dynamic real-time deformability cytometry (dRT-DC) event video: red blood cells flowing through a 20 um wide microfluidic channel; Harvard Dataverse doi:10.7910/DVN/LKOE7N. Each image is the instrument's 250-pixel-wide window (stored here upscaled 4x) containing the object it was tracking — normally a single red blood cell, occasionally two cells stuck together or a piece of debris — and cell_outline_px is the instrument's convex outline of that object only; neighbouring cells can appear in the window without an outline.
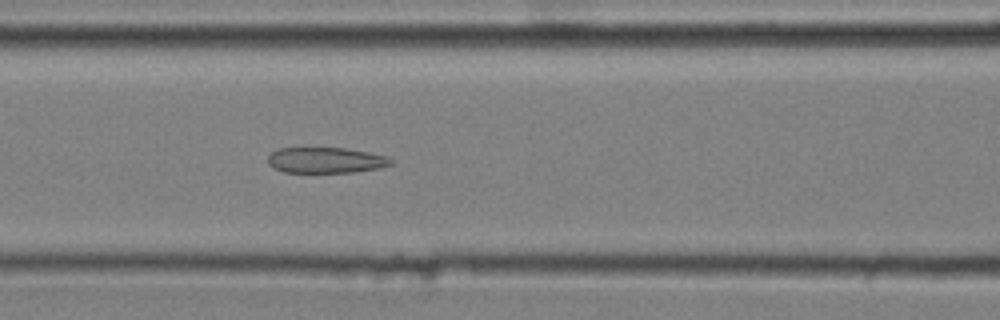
{"species": "common noctule bat (a hibernating species)", "species_latin": "Nyctalus noctula", "temperature_condition": "cold", "stored_images_in_passage": 50, "camera_frame_rate_fps": 3000, "um_per_image_px": 0.085, "animal": {"sex": "male", "body_mass_g": 20.4}, "frame": {"image": 1, "passage_image": 20, "time_ms": 6.333, "image_size_px": [1000, 320], "cell_outline_px": [[392, 164], [380, 168], [352, 172], [284, 172], [272, 168], [268, 164], [268, 156], [272, 152], [280, 148], [344, 148], [368, 152], [384, 156], [392, 160]], "centroid_in_image_um": [27.65, 13.62], "position_along_channel_um": 138.9, "area_um2": 18.32}}
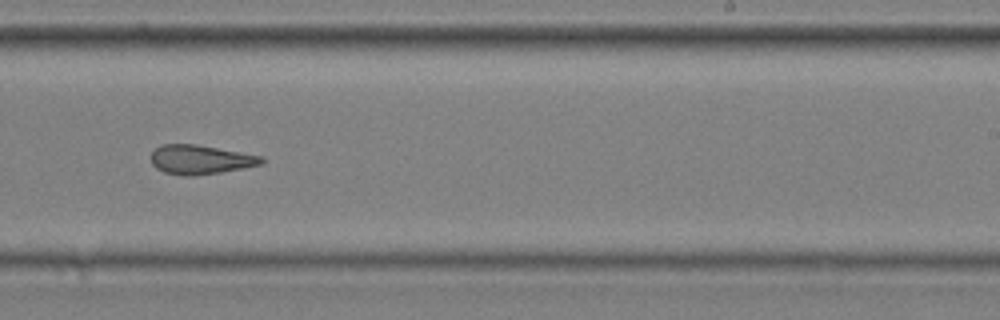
{"frame": {"image": 2, "passage_image": 31, "time_ms": 10.0, "image_size_px": [1000, 320], "cell_outline_px": [[264, 164], [244, 168], [220, 172], [192, 176], [184, 176], [164, 172], [156, 168], [152, 164], [152, 152], [160, 144], [196, 144], [264, 156]], "centroid_in_image_um": [17.06, 13.56], "position_along_channel_um": 271.9, "area_um2": 18.9}}
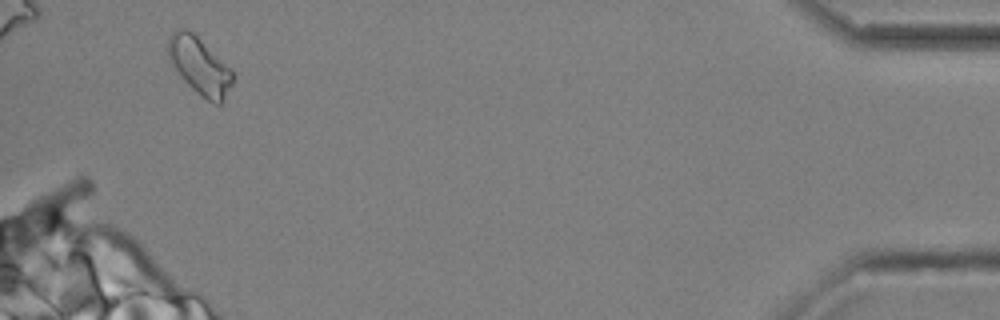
{"frame": {"image": 3, "passage_image": 48, "time_ms": 15.667, "image_size_px": [1000, 320], "cell_outline_px": [[232, 84], [224, 100], [220, 104], [216, 104], [208, 100], [196, 92], [180, 76], [168, 60], [168, 36], [172, 32], [180, 28], [184, 28], [192, 32], [232, 68]], "centroid_in_image_um": [16.95, 5.59], "position_along_channel_um": 418.2, "area_um2": 21.39}, "authors_computed_cell_mechanics": {"area_um2": 19.4497, "velocity_mm_per_s": 3.6379, "shape_relaxation_time_tau1_ms": null, "shape_relaxation_time_tau2_ms": 3.3841, "deformation_change_tau1": null, "deformation_change_tau2": 0.1293}}